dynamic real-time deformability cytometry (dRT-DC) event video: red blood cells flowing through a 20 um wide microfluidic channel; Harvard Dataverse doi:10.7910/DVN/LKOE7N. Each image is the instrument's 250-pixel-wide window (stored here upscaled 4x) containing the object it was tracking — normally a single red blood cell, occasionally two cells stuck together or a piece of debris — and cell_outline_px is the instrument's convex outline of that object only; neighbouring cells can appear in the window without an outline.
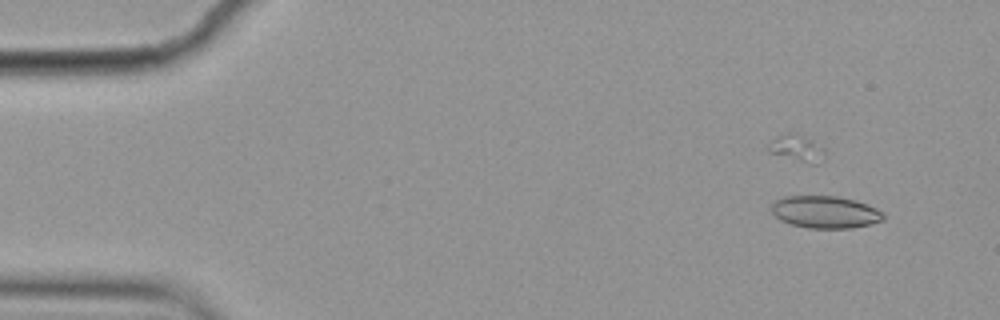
{"species": "common noctule bat (a hibernating species)", "species_latin": "Nyctalus noctula", "temperature_condition": "cold", "stored_images_in_passage": 5, "camera_frame_rate_fps": 3000, "um_per_image_px": 0.085, "animal": {"sex": "female", "body_mass_g": 19.9}, "frame": {"image": 1, "passage_image": 2, "time_ms": 0.333, "image_size_px": [1000, 320], "cell_outline_px": [[884, 220], [872, 224], [852, 228], [808, 228], [792, 224], [780, 220], [772, 212], [772, 204], [776, 200], [784, 196], [840, 196], [856, 200], [868, 204], [884, 212]], "centroid_in_image_um": [70.19, 18.02], "position_along_channel_um": 14.8, "area_um2": 21.21}}